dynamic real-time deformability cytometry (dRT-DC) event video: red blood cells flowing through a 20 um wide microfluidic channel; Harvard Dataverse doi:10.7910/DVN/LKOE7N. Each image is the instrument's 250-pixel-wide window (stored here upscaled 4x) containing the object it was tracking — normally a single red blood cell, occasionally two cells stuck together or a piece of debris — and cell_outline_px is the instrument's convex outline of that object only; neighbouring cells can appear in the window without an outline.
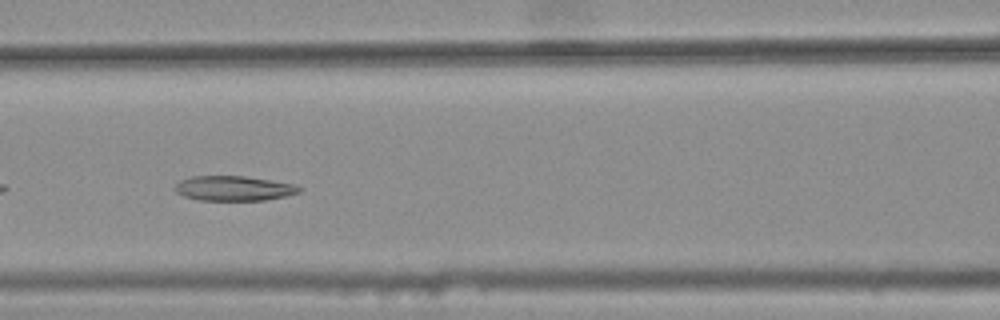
{"species": "common noctule bat (a hibernating species)", "species_latin": "Nyctalus noctula", "temperature_condition": "warm", "stored_images_in_passage": 30, "camera_frame_rate_fps": 3000, "um_per_image_px": 0.085, "animal": {"sex": "female", "body_mass_g": 25.1}, "frame": {"image": 1, "passage_image": 9, "time_ms": 2.667, "image_size_px": [1000, 320], "cell_outline_px": [[304, 188], [300, 192], [284, 196], [264, 200], [200, 200], [184, 196], [176, 192], [172, 188], [180, 180], [192, 176], [244, 176], [292, 184]], "centroid_in_image_um": [19.83, 16.01], "position_along_channel_um": 146.8, "area_um2": 17.86}}
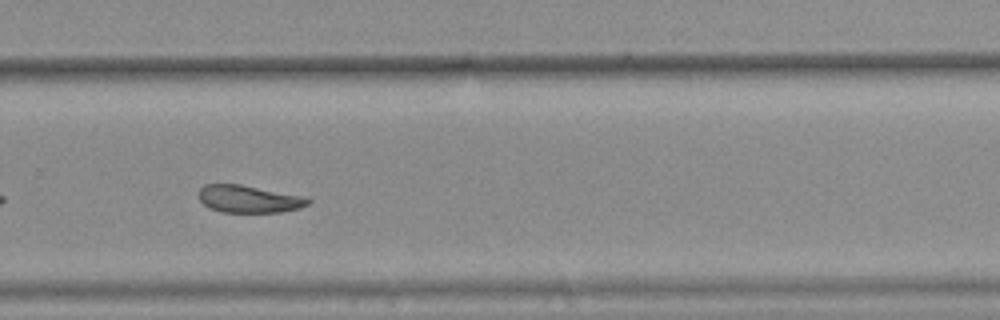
{"frame": {"image": 2, "passage_image": 22, "time_ms": 7.0, "image_size_px": [1000, 320], "cell_outline_px": [[312, 200], [308, 204], [300, 208], [280, 212], [220, 212], [208, 208], [200, 200], [200, 188], [204, 184], [240, 184], [300, 196]], "centroid_in_image_um": [21.11, 16.92], "position_along_channel_um": 308.7, "area_um2": 17.22}}